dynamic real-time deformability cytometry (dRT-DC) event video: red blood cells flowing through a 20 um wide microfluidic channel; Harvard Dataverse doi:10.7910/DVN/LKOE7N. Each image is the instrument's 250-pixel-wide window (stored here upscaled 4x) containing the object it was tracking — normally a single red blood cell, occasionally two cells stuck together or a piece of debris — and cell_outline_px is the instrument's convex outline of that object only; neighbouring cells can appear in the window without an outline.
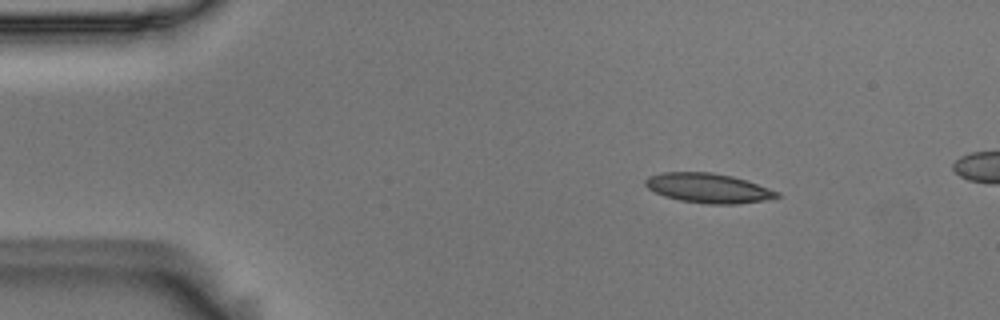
{"species": "Egyptian fruit bat (a non-hibernating species)", "species_latin": "Rousettus aegyptiacus", "temperature_condition": "room temperature", "stored_images_in_passage": 10, "camera_frame_rate_fps": 3000, "um_per_image_px": 0.085, "animal": {"sex": "male"}, "frame": {"image": 1, "passage_image": 1, "time_ms": 0.0, "image_size_px": [1000, 320], "cell_outline_px": [[780, 196], [760, 200], [736, 204], [704, 204], [680, 200], [664, 196], [648, 188], [644, 184], [644, 180], [648, 176], [660, 172], [712, 172], [732, 176], [780, 192]], "centroid_in_image_um": [60.13, 15.98], "position_along_channel_um": 24.9, "area_um2": 22.48}}